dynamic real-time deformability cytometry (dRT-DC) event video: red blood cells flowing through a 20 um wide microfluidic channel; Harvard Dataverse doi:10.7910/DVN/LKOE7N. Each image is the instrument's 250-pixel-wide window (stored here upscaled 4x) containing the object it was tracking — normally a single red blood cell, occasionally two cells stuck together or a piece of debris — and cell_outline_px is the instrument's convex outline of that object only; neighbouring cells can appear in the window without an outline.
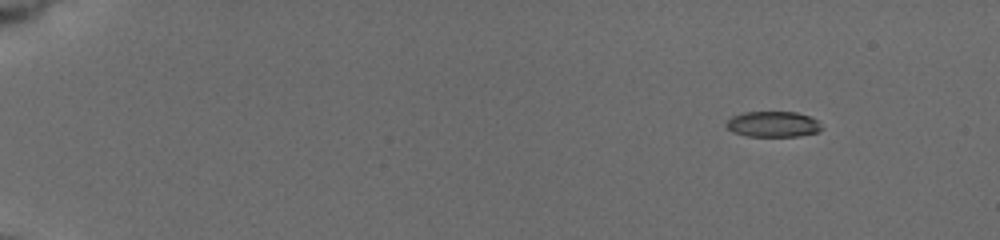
{"species": "common noctule bat (a hibernating species)", "species_latin": "Nyctalus noctula", "temperature_condition": "cold", "stored_images_in_passage": 42, "camera_frame_rate_fps": 3000, "um_per_image_px": 0.085, "animal": {"sex": "female", "body_mass_g": 19.5, "forearm_length_mm": 54.1}, "frame": {"image": 1, "passage_image": 1, "time_ms": 0.0, "image_size_px": [1000, 240], "cell_outline_px": [[820, 128], [816, 132], [800, 136], [748, 136], [732, 132], [724, 124], [732, 116], [744, 112], [796, 112], [808, 116], [816, 120], [820, 124]], "centroid_in_image_um": [65.65, 10.55], "position_along_channel_um": 19.3, "area_um2": 14.1}}
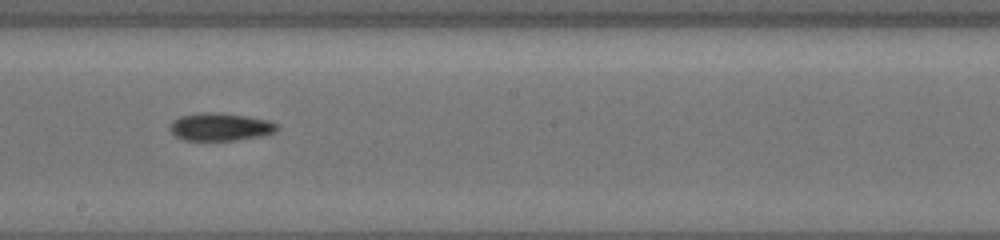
{"frame": {"image": 2, "passage_image": 24, "time_ms": 9.333, "image_size_px": [1000, 240], "cell_outline_px": [[280, 128], [272, 132], [260, 136], [232, 140], [184, 140], [176, 136], [168, 128], [172, 120], [180, 116], [196, 112], [220, 112], [248, 116], [268, 120], [276, 124]], "centroid_in_image_um": [18.67, 10.76], "position_along_channel_um": 229.5, "area_um2": 17.4}}
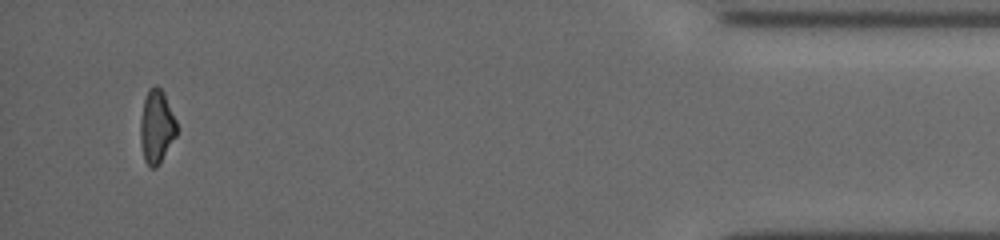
{"frame": {"image": 3, "passage_image": 42, "time_ms": 16.0, "image_size_px": [1000, 240], "cell_outline_px": [[176, 136], [160, 164], [156, 168], [152, 168], [144, 160], [140, 144], [140, 120], [144, 100], [148, 88], [156, 84], [164, 92], [176, 120]], "centroid_in_image_um": [13.3, 10.77], "position_along_channel_um": 421.9, "area_um2": 15.72}}